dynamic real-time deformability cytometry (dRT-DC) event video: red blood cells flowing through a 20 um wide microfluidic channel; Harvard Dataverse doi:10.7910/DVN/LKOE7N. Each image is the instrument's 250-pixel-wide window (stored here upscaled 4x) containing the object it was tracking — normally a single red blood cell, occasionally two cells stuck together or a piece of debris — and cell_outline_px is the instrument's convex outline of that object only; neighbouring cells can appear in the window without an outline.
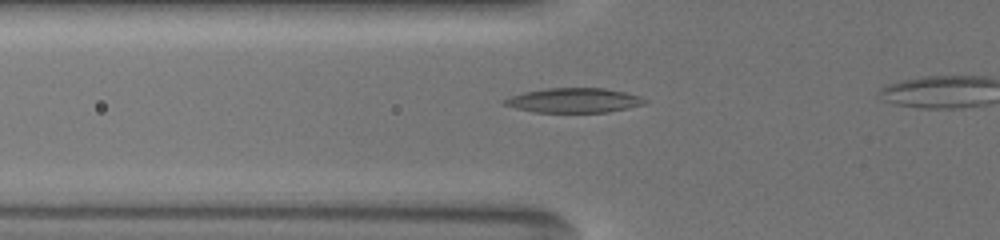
{"species": "common noctule bat (a hibernating species)", "species_latin": "Nyctalus noctula", "temperature_condition": "warm", "stored_images_in_passage": 29, "camera_frame_rate_fps": 3000, "um_per_image_px": 0.085, "animal": {"sex": "female", "body_mass_g": 19.5, "forearm_length_mm": 54.1}, "frame": {"image": 1, "passage_image": 2, "time_ms": 0.667, "image_size_px": [1000, 240], "cell_outline_px": [[648, 100], [644, 104], [628, 108], [608, 112], [536, 112], [516, 108], [504, 104], [504, 100], [512, 96], [524, 92], [548, 88], [604, 88], [624, 92], [640, 96]], "centroid_in_image_um": [48.83, 8.53], "position_along_channel_um": 77.0, "area_um2": 19.88}}
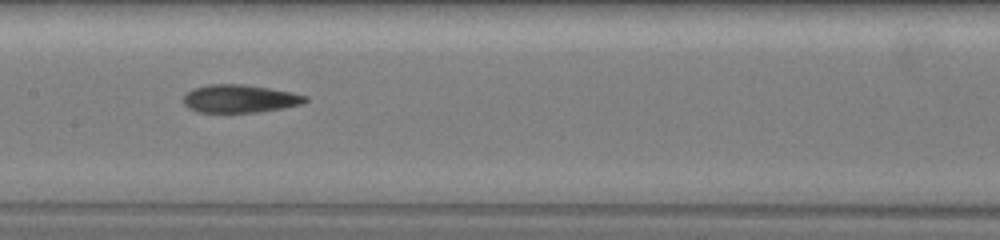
{"frame": {"image": 2, "passage_image": 10, "time_ms": 3.667, "image_size_px": [1000, 240], "cell_outline_px": [[308, 100], [300, 104], [280, 108], [256, 112], [196, 112], [188, 108], [184, 104], [184, 96], [192, 88], [208, 84], [240, 84], [268, 88], [292, 92], [308, 96]], "centroid_in_image_um": [20.34, 8.38], "position_along_channel_um": 187.1, "area_um2": 19.71}}
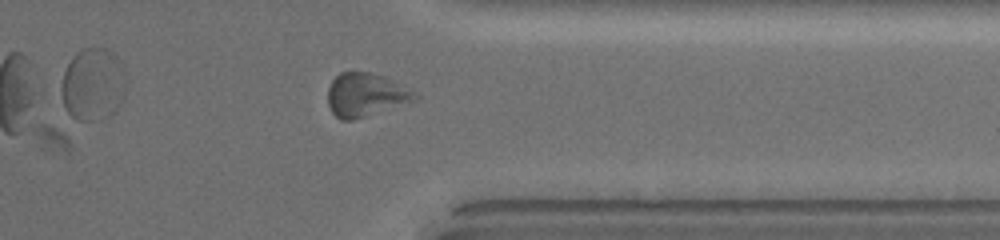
{"frame": {"image": 3, "passage_image": 24, "time_ms": 9.0, "image_size_px": [1000, 240], "cell_outline_px": [[412, 96], [408, 100], [364, 116], [352, 120], [340, 120], [332, 112], [328, 104], [328, 88], [332, 80], [340, 72], [372, 72], [384, 76], [392, 80], [408, 92]], "centroid_in_image_um": [30.86, 8.03], "position_along_channel_um": 380.5, "area_um2": 20.58}}